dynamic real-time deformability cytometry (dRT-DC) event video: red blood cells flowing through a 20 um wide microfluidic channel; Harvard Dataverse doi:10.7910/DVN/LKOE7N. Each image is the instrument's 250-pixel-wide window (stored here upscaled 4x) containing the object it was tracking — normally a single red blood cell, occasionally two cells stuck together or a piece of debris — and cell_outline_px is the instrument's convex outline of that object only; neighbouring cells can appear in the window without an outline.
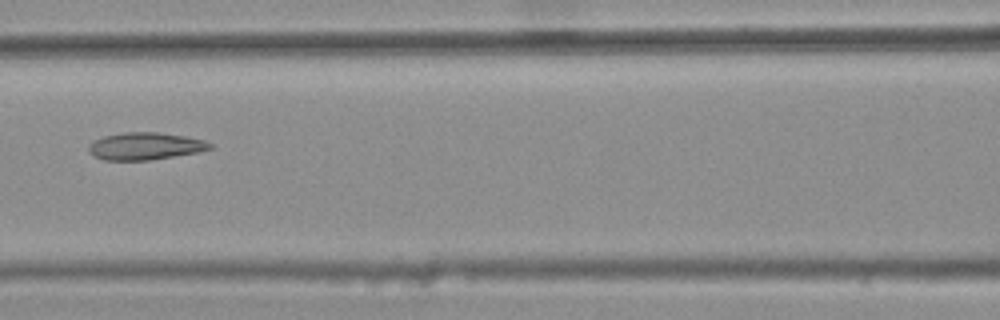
{"species": "common noctule bat (a hibernating species)", "species_latin": "Nyctalus noctula", "temperature_condition": "warm", "stored_images_in_passage": 7, "camera_frame_rate_fps": 3000, "um_per_image_px": 0.085, "animal": {"sex": "female", "body_mass_g": 25.1}, "frame": {"image": 1, "passage_image": 7, "time_ms": 2.0, "image_size_px": [1000, 320], "cell_outline_px": [[212, 148], [200, 152], [148, 160], [104, 160], [88, 152], [88, 144], [92, 140], [104, 136], [124, 132], [156, 132], [184, 136], [204, 140], [212, 144]], "centroid_in_image_um": [12.32, 12.42], "position_along_channel_um": 154.3, "area_um2": 19.31}}